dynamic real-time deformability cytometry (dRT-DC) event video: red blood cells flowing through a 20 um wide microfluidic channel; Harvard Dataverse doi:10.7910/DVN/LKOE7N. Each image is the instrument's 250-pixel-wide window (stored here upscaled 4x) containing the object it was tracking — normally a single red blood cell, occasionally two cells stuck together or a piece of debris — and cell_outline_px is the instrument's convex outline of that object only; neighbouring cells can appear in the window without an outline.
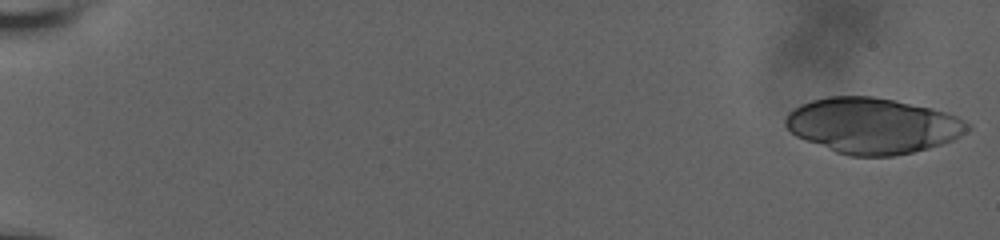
{"species": "human", "species_latin": "Homo sapiens", "temperature_condition": "room temperature", "stored_images_in_passage": 72, "camera_frame_rate_fps": 3000, "um_per_image_px": 0.085, "donor": {"sex": "male"}, "frame": {"image": 1, "passage_image": 1, "time_ms": 0.0, "image_size_px": [1000, 240], "cell_outline_px": [[968, 128], [960, 136], [952, 140], [928, 148], [912, 152], [892, 156], [848, 156], [836, 152], [796, 136], [784, 124], [784, 120], [788, 112], [800, 104], [812, 100], [828, 96], [872, 96], [932, 108], [956, 116], [968, 124]], "centroid_in_image_um": [74.12, 10.68], "position_along_channel_um": 10.9, "area_um2": 58.55}}
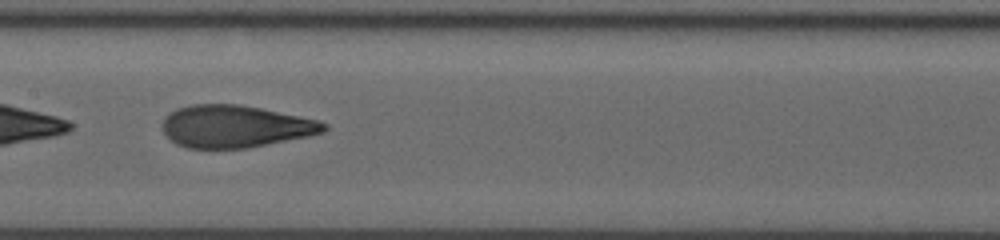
{"frame": {"image": 2, "passage_image": 49, "time_ms": 10.333, "image_size_px": [1000, 240], "cell_outline_px": [[328, 128], [324, 132], [308, 136], [248, 148], [188, 148], [176, 144], [164, 132], [164, 120], [176, 108], [192, 104], [240, 104], [320, 120], [328, 124]], "centroid_in_image_um": [20.04, 10.74], "position_along_channel_um": 187.4, "area_um2": 39.59}}
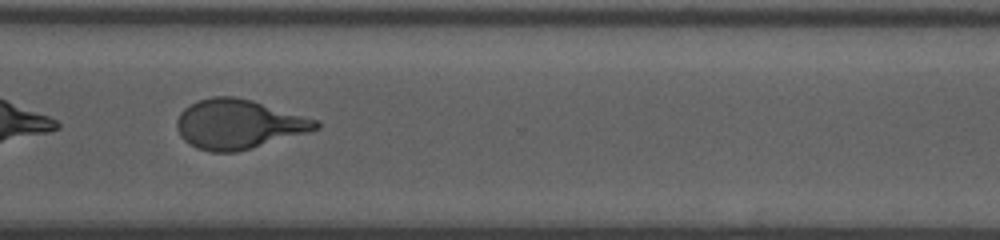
{"frame": {"image": 3, "passage_image": 71, "time_ms": 14.667, "image_size_px": [1000, 240], "cell_outline_px": [[320, 128], [236, 152], [212, 152], [196, 148], [184, 140], [180, 136], [176, 128], [176, 120], [180, 112], [184, 108], [196, 100], [212, 96], [232, 96], [252, 100], [316, 120], [320, 124]], "centroid_in_image_um": [20.19, 10.54], "position_along_channel_um": 350.4, "area_um2": 39.65}}